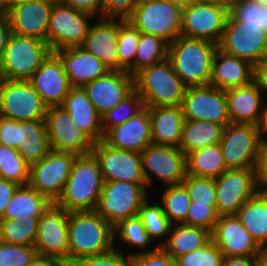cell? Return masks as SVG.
Returning <instances> with one entry per match:
<instances>
[{"label": "cell", "mask_w": 267, "mask_h": 266, "mask_svg": "<svg viewBox=\"0 0 267 266\" xmlns=\"http://www.w3.org/2000/svg\"><path fill=\"white\" fill-rule=\"evenodd\" d=\"M103 183L96 155L91 151L77 156L61 196L54 204L69 213L93 211L101 196Z\"/></svg>", "instance_id": "cell-1"}, {"label": "cell", "mask_w": 267, "mask_h": 266, "mask_svg": "<svg viewBox=\"0 0 267 266\" xmlns=\"http://www.w3.org/2000/svg\"><path fill=\"white\" fill-rule=\"evenodd\" d=\"M218 45L201 39L177 37L168 44L167 59L187 87L209 85Z\"/></svg>", "instance_id": "cell-2"}, {"label": "cell", "mask_w": 267, "mask_h": 266, "mask_svg": "<svg viewBox=\"0 0 267 266\" xmlns=\"http://www.w3.org/2000/svg\"><path fill=\"white\" fill-rule=\"evenodd\" d=\"M113 248V227L104 218L93 211L69 213V266L80 258L100 255Z\"/></svg>", "instance_id": "cell-3"}, {"label": "cell", "mask_w": 267, "mask_h": 266, "mask_svg": "<svg viewBox=\"0 0 267 266\" xmlns=\"http://www.w3.org/2000/svg\"><path fill=\"white\" fill-rule=\"evenodd\" d=\"M135 91L144 107L181 106L187 86L168 59L143 68L134 75Z\"/></svg>", "instance_id": "cell-4"}, {"label": "cell", "mask_w": 267, "mask_h": 266, "mask_svg": "<svg viewBox=\"0 0 267 266\" xmlns=\"http://www.w3.org/2000/svg\"><path fill=\"white\" fill-rule=\"evenodd\" d=\"M148 192L147 183L104 181L93 212L114 227L138 215L141 205L150 198Z\"/></svg>", "instance_id": "cell-5"}, {"label": "cell", "mask_w": 267, "mask_h": 266, "mask_svg": "<svg viewBox=\"0 0 267 266\" xmlns=\"http://www.w3.org/2000/svg\"><path fill=\"white\" fill-rule=\"evenodd\" d=\"M51 52L47 41L12 33L0 62V78L29 80Z\"/></svg>", "instance_id": "cell-6"}, {"label": "cell", "mask_w": 267, "mask_h": 266, "mask_svg": "<svg viewBox=\"0 0 267 266\" xmlns=\"http://www.w3.org/2000/svg\"><path fill=\"white\" fill-rule=\"evenodd\" d=\"M126 20L141 33L158 36L170 44L180 36L182 9L165 0H141Z\"/></svg>", "instance_id": "cell-7"}, {"label": "cell", "mask_w": 267, "mask_h": 266, "mask_svg": "<svg viewBox=\"0 0 267 266\" xmlns=\"http://www.w3.org/2000/svg\"><path fill=\"white\" fill-rule=\"evenodd\" d=\"M95 17L56 0L50 14L47 32V43L51 51L81 46Z\"/></svg>", "instance_id": "cell-8"}, {"label": "cell", "mask_w": 267, "mask_h": 266, "mask_svg": "<svg viewBox=\"0 0 267 266\" xmlns=\"http://www.w3.org/2000/svg\"><path fill=\"white\" fill-rule=\"evenodd\" d=\"M218 48L256 68L267 58V32L258 25L237 22L229 14Z\"/></svg>", "instance_id": "cell-9"}, {"label": "cell", "mask_w": 267, "mask_h": 266, "mask_svg": "<svg viewBox=\"0 0 267 266\" xmlns=\"http://www.w3.org/2000/svg\"><path fill=\"white\" fill-rule=\"evenodd\" d=\"M47 108L29 80L0 78V116L16 121L45 120Z\"/></svg>", "instance_id": "cell-10"}, {"label": "cell", "mask_w": 267, "mask_h": 266, "mask_svg": "<svg viewBox=\"0 0 267 266\" xmlns=\"http://www.w3.org/2000/svg\"><path fill=\"white\" fill-rule=\"evenodd\" d=\"M228 16L229 8L196 0L182 9L180 35L218 45L225 31Z\"/></svg>", "instance_id": "cell-11"}, {"label": "cell", "mask_w": 267, "mask_h": 266, "mask_svg": "<svg viewBox=\"0 0 267 266\" xmlns=\"http://www.w3.org/2000/svg\"><path fill=\"white\" fill-rule=\"evenodd\" d=\"M261 143L257 125L228 123L219 142L227 170L254 168Z\"/></svg>", "instance_id": "cell-12"}, {"label": "cell", "mask_w": 267, "mask_h": 266, "mask_svg": "<svg viewBox=\"0 0 267 266\" xmlns=\"http://www.w3.org/2000/svg\"><path fill=\"white\" fill-rule=\"evenodd\" d=\"M140 154L148 188L156 178L166 186L180 184L187 176L186 155L178 147L149 144Z\"/></svg>", "instance_id": "cell-13"}, {"label": "cell", "mask_w": 267, "mask_h": 266, "mask_svg": "<svg viewBox=\"0 0 267 266\" xmlns=\"http://www.w3.org/2000/svg\"><path fill=\"white\" fill-rule=\"evenodd\" d=\"M76 155L51 151L39 162L30 166L28 184L55 203L68 180Z\"/></svg>", "instance_id": "cell-14"}, {"label": "cell", "mask_w": 267, "mask_h": 266, "mask_svg": "<svg viewBox=\"0 0 267 266\" xmlns=\"http://www.w3.org/2000/svg\"><path fill=\"white\" fill-rule=\"evenodd\" d=\"M219 216L236 215L240 207L258 192L254 168L233 169L214 179Z\"/></svg>", "instance_id": "cell-15"}, {"label": "cell", "mask_w": 267, "mask_h": 266, "mask_svg": "<svg viewBox=\"0 0 267 266\" xmlns=\"http://www.w3.org/2000/svg\"><path fill=\"white\" fill-rule=\"evenodd\" d=\"M69 212L52 203L40 216L34 247L39 255L54 257L69 266Z\"/></svg>", "instance_id": "cell-16"}, {"label": "cell", "mask_w": 267, "mask_h": 266, "mask_svg": "<svg viewBox=\"0 0 267 266\" xmlns=\"http://www.w3.org/2000/svg\"><path fill=\"white\" fill-rule=\"evenodd\" d=\"M181 108L184 120H206L223 127L230 123L225 91L210 84L187 87Z\"/></svg>", "instance_id": "cell-17"}, {"label": "cell", "mask_w": 267, "mask_h": 266, "mask_svg": "<svg viewBox=\"0 0 267 266\" xmlns=\"http://www.w3.org/2000/svg\"><path fill=\"white\" fill-rule=\"evenodd\" d=\"M45 124L52 151L76 156L92 151L93 142L61 106L47 108Z\"/></svg>", "instance_id": "cell-18"}, {"label": "cell", "mask_w": 267, "mask_h": 266, "mask_svg": "<svg viewBox=\"0 0 267 266\" xmlns=\"http://www.w3.org/2000/svg\"><path fill=\"white\" fill-rule=\"evenodd\" d=\"M92 152L99 159L104 181L146 183L140 153L112 148L102 140L93 143Z\"/></svg>", "instance_id": "cell-19"}, {"label": "cell", "mask_w": 267, "mask_h": 266, "mask_svg": "<svg viewBox=\"0 0 267 266\" xmlns=\"http://www.w3.org/2000/svg\"><path fill=\"white\" fill-rule=\"evenodd\" d=\"M102 117L134 90V76L127 71L110 70L82 87Z\"/></svg>", "instance_id": "cell-20"}, {"label": "cell", "mask_w": 267, "mask_h": 266, "mask_svg": "<svg viewBox=\"0 0 267 266\" xmlns=\"http://www.w3.org/2000/svg\"><path fill=\"white\" fill-rule=\"evenodd\" d=\"M56 0H34L9 6L7 15L12 33L47 41L50 14Z\"/></svg>", "instance_id": "cell-21"}, {"label": "cell", "mask_w": 267, "mask_h": 266, "mask_svg": "<svg viewBox=\"0 0 267 266\" xmlns=\"http://www.w3.org/2000/svg\"><path fill=\"white\" fill-rule=\"evenodd\" d=\"M29 81L47 107L61 106L72 88L56 52L50 53Z\"/></svg>", "instance_id": "cell-22"}, {"label": "cell", "mask_w": 267, "mask_h": 266, "mask_svg": "<svg viewBox=\"0 0 267 266\" xmlns=\"http://www.w3.org/2000/svg\"><path fill=\"white\" fill-rule=\"evenodd\" d=\"M210 236L223 257H256L262 249L236 215L219 216Z\"/></svg>", "instance_id": "cell-23"}, {"label": "cell", "mask_w": 267, "mask_h": 266, "mask_svg": "<svg viewBox=\"0 0 267 266\" xmlns=\"http://www.w3.org/2000/svg\"><path fill=\"white\" fill-rule=\"evenodd\" d=\"M102 141L112 148L141 153L152 144L150 114L144 107L125 123L110 128Z\"/></svg>", "instance_id": "cell-24"}, {"label": "cell", "mask_w": 267, "mask_h": 266, "mask_svg": "<svg viewBox=\"0 0 267 266\" xmlns=\"http://www.w3.org/2000/svg\"><path fill=\"white\" fill-rule=\"evenodd\" d=\"M92 23L89 33L80 46L96 56L110 70H119L117 54L119 18H102Z\"/></svg>", "instance_id": "cell-25"}, {"label": "cell", "mask_w": 267, "mask_h": 266, "mask_svg": "<svg viewBox=\"0 0 267 266\" xmlns=\"http://www.w3.org/2000/svg\"><path fill=\"white\" fill-rule=\"evenodd\" d=\"M255 75L256 68L249 62L218 48L213 58L209 84L225 91L249 85L255 80Z\"/></svg>", "instance_id": "cell-26"}, {"label": "cell", "mask_w": 267, "mask_h": 266, "mask_svg": "<svg viewBox=\"0 0 267 266\" xmlns=\"http://www.w3.org/2000/svg\"><path fill=\"white\" fill-rule=\"evenodd\" d=\"M225 95L231 123L257 125L266 99L256 79L249 85L225 90Z\"/></svg>", "instance_id": "cell-27"}, {"label": "cell", "mask_w": 267, "mask_h": 266, "mask_svg": "<svg viewBox=\"0 0 267 266\" xmlns=\"http://www.w3.org/2000/svg\"><path fill=\"white\" fill-rule=\"evenodd\" d=\"M56 53L63 61L72 87H83L110 71L102 61L80 46L64 48Z\"/></svg>", "instance_id": "cell-28"}, {"label": "cell", "mask_w": 267, "mask_h": 266, "mask_svg": "<svg viewBox=\"0 0 267 266\" xmlns=\"http://www.w3.org/2000/svg\"><path fill=\"white\" fill-rule=\"evenodd\" d=\"M61 107L93 143L103 139L102 118L82 87H72Z\"/></svg>", "instance_id": "cell-29"}, {"label": "cell", "mask_w": 267, "mask_h": 266, "mask_svg": "<svg viewBox=\"0 0 267 266\" xmlns=\"http://www.w3.org/2000/svg\"><path fill=\"white\" fill-rule=\"evenodd\" d=\"M147 108L150 114L152 144L179 148L184 123L181 106Z\"/></svg>", "instance_id": "cell-30"}, {"label": "cell", "mask_w": 267, "mask_h": 266, "mask_svg": "<svg viewBox=\"0 0 267 266\" xmlns=\"http://www.w3.org/2000/svg\"><path fill=\"white\" fill-rule=\"evenodd\" d=\"M18 142L17 150L30 166L52 151L45 120L18 121Z\"/></svg>", "instance_id": "cell-31"}, {"label": "cell", "mask_w": 267, "mask_h": 266, "mask_svg": "<svg viewBox=\"0 0 267 266\" xmlns=\"http://www.w3.org/2000/svg\"><path fill=\"white\" fill-rule=\"evenodd\" d=\"M52 203L29 184L19 185L2 218L18 221L39 219Z\"/></svg>", "instance_id": "cell-32"}, {"label": "cell", "mask_w": 267, "mask_h": 266, "mask_svg": "<svg viewBox=\"0 0 267 266\" xmlns=\"http://www.w3.org/2000/svg\"><path fill=\"white\" fill-rule=\"evenodd\" d=\"M245 229L261 248L267 247V194L258 192L236 214Z\"/></svg>", "instance_id": "cell-33"}, {"label": "cell", "mask_w": 267, "mask_h": 266, "mask_svg": "<svg viewBox=\"0 0 267 266\" xmlns=\"http://www.w3.org/2000/svg\"><path fill=\"white\" fill-rule=\"evenodd\" d=\"M186 165L187 175L198 178L217 179L227 171L219 143L188 153Z\"/></svg>", "instance_id": "cell-34"}, {"label": "cell", "mask_w": 267, "mask_h": 266, "mask_svg": "<svg viewBox=\"0 0 267 266\" xmlns=\"http://www.w3.org/2000/svg\"><path fill=\"white\" fill-rule=\"evenodd\" d=\"M210 237V232L204 228L194 227L185 223L172 224L168 238H166L167 241L161 248L176 259L197 249Z\"/></svg>", "instance_id": "cell-35"}, {"label": "cell", "mask_w": 267, "mask_h": 266, "mask_svg": "<svg viewBox=\"0 0 267 266\" xmlns=\"http://www.w3.org/2000/svg\"><path fill=\"white\" fill-rule=\"evenodd\" d=\"M223 126L206 120H184L179 149L185 155L220 142Z\"/></svg>", "instance_id": "cell-36"}, {"label": "cell", "mask_w": 267, "mask_h": 266, "mask_svg": "<svg viewBox=\"0 0 267 266\" xmlns=\"http://www.w3.org/2000/svg\"><path fill=\"white\" fill-rule=\"evenodd\" d=\"M113 232H114V241L117 238L119 244L122 243L124 245L123 247H126V250L127 248L129 249L131 248L132 251L136 249L142 250V251L137 250L135 252L131 251V253L128 252L129 254L127 255L129 257H132L139 253L152 252L158 248L156 246L155 248L147 249L151 246V243L153 241L150 239L148 232L146 231L138 215L120 221L116 226L113 227Z\"/></svg>", "instance_id": "cell-37"}, {"label": "cell", "mask_w": 267, "mask_h": 266, "mask_svg": "<svg viewBox=\"0 0 267 266\" xmlns=\"http://www.w3.org/2000/svg\"><path fill=\"white\" fill-rule=\"evenodd\" d=\"M149 201L148 198L141 205L138 211V217L141 219L150 239L152 241H159L156 246L161 247L167 241L165 238H168L172 223L164 214L162 205L159 202L153 203ZM160 238H164L163 241H160Z\"/></svg>", "instance_id": "cell-38"}, {"label": "cell", "mask_w": 267, "mask_h": 266, "mask_svg": "<svg viewBox=\"0 0 267 266\" xmlns=\"http://www.w3.org/2000/svg\"><path fill=\"white\" fill-rule=\"evenodd\" d=\"M141 32L127 20L119 18L117 54L119 71L134 76V61Z\"/></svg>", "instance_id": "cell-39"}, {"label": "cell", "mask_w": 267, "mask_h": 266, "mask_svg": "<svg viewBox=\"0 0 267 266\" xmlns=\"http://www.w3.org/2000/svg\"><path fill=\"white\" fill-rule=\"evenodd\" d=\"M159 202L164 214L172 224L186 222V215L190 205V197L183 183L163 186Z\"/></svg>", "instance_id": "cell-40"}, {"label": "cell", "mask_w": 267, "mask_h": 266, "mask_svg": "<svg viewBox=\"0 0 267 266\" xmlns=\"http://www.w3.org/2000/svg\"><path fill=\"white\" fill-rule=\"evenodd\" d=\"M168 43L158 36L141 33L134 61V75L167 59Z\"/></svg>", "instance_id": "cell-41"}, {"label": "cell", "mask_w": 267, "mask_h": 266, "mask_svg": "<svg viewBox=\"0 0 267 266\" xmlns=\"http://www.w3.org/2000/svg\"><path fill=\"white\" fill-rule=\"evenodd\" d=\"M39 219L27 221L0 219V241L14 244L34 246L37 237Z\"/></svg>", "instance_id": "cell-42"}, {"label": "cell", "mask_w": 267, "mask_h": 266, "mask_svg": "<svg viewBox=\"0 0 267 266\" xmlns=\"http://www.w3.org/2000/svg\"><path fill=\"white\" fill-rule=\"evenodd\" d=\"M30 165L17 149L0 144V178L26 185L29 181Z\"/></svg>", "instance_id": "cell-43"}, {"label": "cell", "mask_w": 267, "mask_h": 266, "mask_svg": "<svg viewBox=\"0 0 267 266\" xmlns=\"http://www.w3.org/2000/svg\"><path fill=\"white\" fill-rule=\"evenodd\" d=\"M144 108L141 96L134 90L123 99L115 108L104 114L102 129L105 134L110 128L125 123Z\"/></svg>", "instance_id": "cell-44"}, {"label": "cell", "mask_w": 267, "mask_h": 266, "mask_svg": "<svg viewBox=\"0 0 267 266\" xmlns=\"http://www.w3.org/2000/svg\"><path fill=\"white\" fill-rule=\"evenodd\" d=\"M229 14L237 22L258 25L267 32V5H260L254 0H235Z\"/></svg>", "instance_id": "cell-45"}, {"label": "cell", "mask_w": 267, "mask_h": 266, "mask_svg": "<svg viewBox=\"0 0 267 266\" xmlns=\"http://www.w3.org/2000/svg\"><path fill=\"white\" fill-rule=\"evenodd\" d=\"M175 260L177 266H221L223 255L210 237L197 249Z\"/></svg>", "instance_id": "cell-46"}, {"label": "cell", "mask_w": 267, "mask_h": 266, "mask_svg": "<svg viewBox=\"0 0 267 266\" xmlns=\"http://www.w3.org/2000/svg\"><path fill=\"white\" fill-rule=\"evenodd\" d=\"M182 183L188 191L191 202H195V204H216L214 179L187 175Z\"/></svg>", "instance_id": "cell-47"}, {"label": "cell", "mask_w": 267, "mask_h": 266, "mask_svg": "<svg viewBox=\"0 0 267 266\" xmlns=\"http://www.w3.org/2000/svg\"><path fill=\"white\" fill-rule=\"evenodd\" d=\"M219 219L216 204H195L190 202L185 224L212 232Z\"/></svg>", "instance_id": "cell-48"}, {"label": "cell", "mask_w": 267, "mask_h": 266, "mask_svg": "<svg viewBox=\"0 0 267 266\" xmlns=\"http://www.w3.org/2000/svg\"><path fill=\"white\" fill-rule=\"evenodd\" d=\"M37 254L34 246L0 241V266H27Z\"/></svg>", "instance_id": "cell-49"}, {"label": "cell", "mask_w": 267, "mask_h": 266, "mask_svg": "<svg viewBox=\"0 0 267 266\" xmlns=\"http://www.w3.org/2000/svg\"><path fill=\"white\" fill-rule=\"evenodd\" d=\"M117 242L116 239L112 250L100 255L80 258L70 266H132L131 257L124 255Z\"/></svg>", "instance_id": "cell-50"}, {"label": "cell", "mask_w": 267, "mask_h": 266, "mask_svg": "<svg viewBox=\"0 0 267 266\" xmlns=\"http://www.w3.org/2000/svg\"><path fill=\"white\" fill-rule=\"evenodd\" d=\"M141 0H102V18H121L126 20Z\"/></svg>", "instance_id": "cell-51"}, {"label": "cell", "mask_w": 267, "mask_h": 266, "mask_svg": "<svg viewBox=\"0 0 267 266\" xmlns=\"http://www.w3.org/2000/svg\"><path fill=\"white\" fill-rule=\"evenodd\" d=\"M132 266H177L176 260L161 247L155 251L139 253L131 257Z\"/></svg>", "instance_id": "cell-52"}, {"label": "cell", "mask_w": 267, "mask_h": 266, "mask_svg": "<svg viewBox=\"0 0 267 266\" xmlns=\"http://www.w3.org/2000/svg\"><path fill=\"white\" fill-rule=\"evenodd\" d=\"M254 174L259 192L267 194V141H262L259 147Z\"/></svg>", "instance_id": "cell-53"}, {"label": "cell", "mask_w": 267, "mask_h": 266, "mask_svg": "<svg viewBox=\"0 0 267 266\" xmlns=\"http://www.w3.org/2000/svg\"><path fill=\"white\" fill-rule=\"evenodd\" d=\"M18 121L0 116V144L18 149Z\"/></svg>", "instance_id": "cell-54"}, {"label": "cell", "mask_w": 267, "mask_h": 266, "mask_svg": "<svg viewBox=\"0 0 267 266\" xmlns=\"http://www.w3.org/2000/svg\"><path fill=\"white\" fill-rule=\"evenodd\" d=\"M72 8L90 13L98 18L101 17L102 0H57Z\"/></svg>", "instance_id": "cell-55"}, {"label": "cell", "mask_w": 267, "mask_h": 266, "mask_svg": "<svg viewBox=\"0 0 267 266\" xmlns=\"http://www.w3.org/2000/svg\"><path fill=\"white\" fill-rule=\"evenodd\" d=\"M18 186L19 185L14 182L0 178V219Z\"/></svg>", "instance_id": "cell-56"}, {"label": "cell", "mask_w": 267, "mask_h": 266, "mask_svg": "<svg viewBox=\"0 0 267 266\" xmlns=\"http://www.w3.org/2000/svg\"><path fill=\"white\" fill-rule=\"evenodd\" d=\"M12 34L10 22L7 15L2 11L0 13V62L3 59L6 45Z\"/></svg>", "instance_id": "cell-57"}, {"label": "cell", "mask_w": 267, "mask_h": 266, "mask_svg": "<svg viewBox=\"0 0 267 266\" xmlns=\"http://www.w3.org/2000/svg\"><path fill=\"white\" fill-rule=\"evenodd\" d=\"M27 266H68L60 259L36 254Z\"/></svg>", "instance_id": "cell-58"}, {"label": "cell", "mask_w": 267, "mask_h": 266, "mask_svg": "<svg viewBox=\"0 0 267 266\" xmlns=\"http://www.w3.org/2000/svg\"><path fill=\"white\" fill-rule=\"evenodd\" d=\"M221 266H256V257H223Z\"/></svg>", "instance_id": "cell-59"}, {"label": "cell", "mask_w": 267, "mask_h": 266, "mask_svg": "<svg viewBox=\"0 0 267 266\" xmlns=\"http://www.w3.org/2000/svg\"><path fill=\"white\" fill-rule=\"evenodd\" d=\"M255 79L259 82L265 99H267V58L256 67Z\"/></svg>", "instance_id": "cell-60"}, {"label": "cell", "mask_w": 267, "mask_h": 266, "mask_svg": "<svg viewBox=\"0 0 267 266\" xmlns=\"http://www.w3.org/2000/svg\"><path fill=\"white\" fill-rule=\"evenodd\" d=\"M257 129L259 131L261 140L267 141V101H265L263 104L262 111L257 123Z\"/></svg>", "instance_id": "cell-61"}, {"label": "cell", "mask_w": 267, "mask_h": 266, "mask_svg": "<svg viewBox=\"0 0 267 266\" xmlns=\"http://www.w3.org/2000/svg\"><path fill=\"white\" fill-rule=\"evenodd\" d=\"M256 266H267V247L256 256Z\"/></svg>", "instance_id": "cell-62"}, {"label": "cell", "mask_w": 267, "mask_h": 266, "mask_svg": "<svg viewBox=\"0 0 267 266\" xmlns=\"http://www.w3.org/2000/svg\"><path fill=\"white\" fill-rule=\"evenodd\" d=\"M34 1V0H0L1 11H5L9 6L15 5L21 2Z\"/></svg>", "instance_id": "cell-63"}, {"label": "cell", "mask_w": 267, "mask_h": 266, "mask_svg": "<svg viewBox=\"0 0 267 266\" xmlns=\"http://www.w3.org/2000/svg\"><path fill=\"white\" fill-rule=\"evenodd\" d=\"M200 2L215 3L230 8L235 0H197Z\"/></svg>", "instance_id": "cell-64"}, {"label": "cell", "mask_w": 267, "mask_h": 266, "mask_svg": "<svg viewBox=\"0 0 267 266\" xmlns=\"http://www.w3.org/2000/svg\"><path fill=\"white\" fill-rule=\"evenodd\" d=\"M165 1H168L171 4L176 5V6L180 7L181 9H184L196 0H165Z\"/></svg>", "instance_id": "cell-65"}, {"label": "cell", "mask_w": 267, "mask_h": 266, "mask_svg": "<svg viewBox=\"0 0 267 266\" xmlns=\"http://www.w3.org/2000/svg\"><path fill=\"white\" fill-rule=\"evenodd\" d=\"M257 3H259L260 5L266 6L267 5V0H254Z\"/></svg>", "instance_id": "cell-66"}]
</instances>
